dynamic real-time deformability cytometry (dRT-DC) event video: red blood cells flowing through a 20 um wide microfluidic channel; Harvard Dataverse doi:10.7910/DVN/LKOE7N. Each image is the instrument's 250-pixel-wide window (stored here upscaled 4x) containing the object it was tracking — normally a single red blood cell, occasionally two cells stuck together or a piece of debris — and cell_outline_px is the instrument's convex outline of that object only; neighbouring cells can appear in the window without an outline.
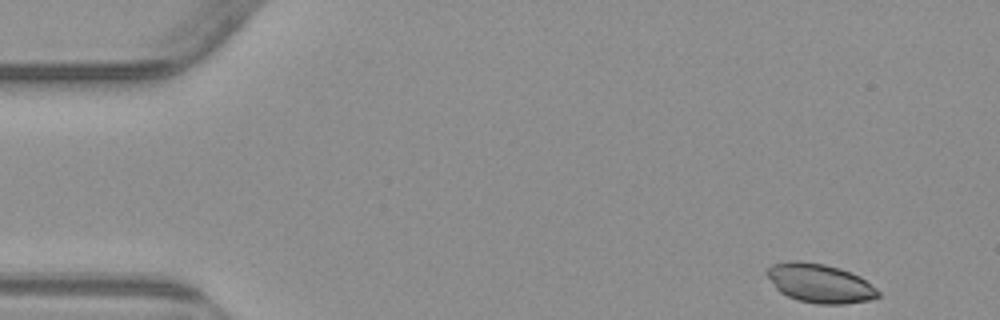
{"species": "common noctule bat (a hibernating species)", "species_latin": "Nyctalus noctula", "temperature_condition": "warm", "stored_images_in_passage": 12, "camera_frame_rate_fps": 3000, "um_per_image_px": 0.085, "animal": {"sex": "male", "body_mass_g": 23.1, "forearm_length_mm": 52.7}, "frame": {"image": 1, "passage_image": 1, "time_ms": 0.0, "image_size_px": [1000, 320], "cell_outline_px": [[880, 296], [872, 300], [844, 304], [816, 304], [796, 300], [780, 292], [776, 288], [764, 272], [772, 264], [792, 260], [796, 260], [824, 264], [840, 268], [852, 272], [860, 276], [876, 288], [880, 292]], "centroid_in_image_um": [69.69, 24.08], "position_along_channel_um": 15.3, "area_um2": 25.49}}